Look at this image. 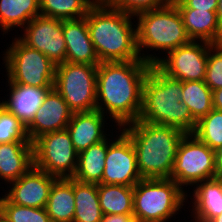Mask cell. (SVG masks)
I'll return each mask as SVG.
<instances>
[{"label":"cell","instance_id":"cell-34","mask_svg":"<svg viewBox=\"0 0 222 222\" xmlns=\"http://www.w3.org/2000/svg\"><path fill=\"white\" fill-rule=\"evenodd\" d=\"M177 8L216 11L218 0H170Z\"/></svg>","mask_w":222,"mask_h":222},{"label":"cell","instance_id":"cell-1","mask_svg":"<svg viewBox=\"0 0 222 222\" xmlns=\"http://www.w3.org/2000/svg\"><path fill=\"white\" fill-rule=\"evenodd\" d=\"M150 66L142 59L100 62L97 66L96 109L103 115L108 110L120 129L140 117L143 85Z\"/></svg>","mask_w":222,"mask_h":222},{"label":"cell","instance_id":"cell-17","mask_svg":"<svg viewBox=\"0 0 222 222\" xmlns=\"http://www.w3.org/2000/svg\"><path fill=\"white\" fill-rule=\"evenodd\" d=\"M105 116L97 109L87 112H76L72 114L66 129L70 134L71 141L76 152L89 148L92 144L103 141Z\"/></svg>","mask_w":222,"mask_h":222},{"label":"cell","instance_id":"cell-20","mask_svg":"<svg viewBox=\"0 0 222 222\" xmlns=\"http://www.w3.org/2000/svg\"><path fill=\"white\" fill-rule=\"evenodd\" d=\"M9 86L11 90L9 100L0 103L27 127L33 120L37 109L43 103L46 93L52 88L30 87L19 84H9Z\"/></svg>","mask_w":222,"mask_h":222},{"label":"cell","instance_id":"cell-2","mask_svg":"<svg viewBox=\"0 0 222 222\" xmlns=\"http://www.w3.org/2000/svg\"><path fill=\"white\" fill-rule=\"evenodd\" d=\"M133 15L109 7L98 0L85 16L91 41L100 62L144 60L155 65L161 58L141 55L137 46V28H132Z\"/></svg>","mask_w":222,"mask_h":222},{"label":"cell","instance_id":"cell-14","mask_svg":"<svg viewBox=\"0 0 222 222\" xmlns=\"http://www.w3.org/2000/svg\"><path fill=\"white\" fill-rule=\"evenodd\" d=\"M72 114L66 101L53 87L46 93L43 103L26 127L29 140L33 142L43 134L66 129Z\"/></svg>","mask_w":222,"mask_h":222},{"label":"cell","instance_id":"cell-26","mask_svg":"<svg viewBox=\"0 0 222 222\" xmlns=\"http://www.w3.org/2000/svg\"><path fill=\"white\" fill-rule=\"evenodd\" d=\"M40 15L39 0H0V27L7 31L23 27Z\"/></svg>","mask_w":222,"mask_h":222},{"label":"cell","instance_id":"cell-37","mask_svg":"<svg viewBox=\"0 0 222 222\" xmlns=\"http://www.w3.org/2000/svg\"><path fill=\"white\" fill-rule=\"evenodd\" d=\"M218 172H222V144L215 150Z\"/></svg>","mask_w":222,"mask_h":222},{"label":"cell","instance_id":"cell-35","mask_svg":"<svg viewBox=\"0 0 222 222\" xmlns=\"http://www.w3.org/2000/svg\"><path fill=\"white\" fill-rule=\"evenodd\" d=\"M101 222H136L134 215L107 214L102 216Z\"/></svg>","mask_w":222,"mask_h":222},{"label":"cell","instance_id":"cell-18","mask_svg":"<svg viewBox=\"0 0 222 222\" xmlns=\"http://www.w3.org/2000/svg\"><path fill=\"white\" fill-rule=\"evenodd\" d=\"M34 166L32 142L0 143V178L13 182Z\"/></svg>","mask_w":222,"mask_h":222},{"label":"cell","instance_id":"cell-11","mask_svg":"<svg viewBox=\"0 0 222 222\" xmlns=\"http://www.w3.org/2000/svg\"><path fill=\"white\" fill-rule=\"evenodd\" d=\"M212 45L191 41L168 52L166 59H160L155 65L166 75L182 82L204 81L208 51Z\"/></svg>","mask_w":222,"mask_h":222},{"label":"cell","instance_id":"cell-24","mask_svg":"<svg viewBox=\"0 0 222 222\" xmlns=\"http://www.w3.org/2000/svg\"><path fill=\"white\" fill-rule=\"evenodd\" d=\"M75 214L73 222H101L98 187L94 183H84L73 178Z\"/></svg>","mask_w":222,"mask_h":222},{"label":"cell","instance_id":"cell-28","mask_svg":"<svg viewBox=\"0 0 222 222\" xmlns=\"http://www.w3.org/2000/svg\"><path fill=\"white\" fill-rule=\"evenodd\" d=\"M98 0H39L40 15L60 20L80 19Z\"/></svg>","mask_w":222,"mask_h":222},{"label":"cell","instance_id":"cell-30","mask_svg":"<svg viewBox=\"0 0 222 222\" xmlns=\"http://www.w3.org/2000/svg\"><path fill=\"white\" fill-rule=\"evenodd\" d=\"M0 213L9 222H51L45 208L16 205L5 196L0 198Z\"/></svg>","mask_w":222,"mask_h":222},{"label":"cell","instance_id":"cell-38","mask_svg":"<svg viewBox=\"0 0 222 222\" xmlns=\"http://www.w3.org/2000/svg\"><path fill=\"white\" fill-rule=\"evenodd\" d=\"M216 14H217L218 24L222 29V0H218Z\"/></svg>","mask_w":222,"mask_h":222},{"label":"cell","instance_id":"cell-4","mask_svg":"<svg viewBox=\"0 0 222 222\" xmlns=\"http://www.w3.org/2000/svg\"><path fill=\"white\" fill-rule=\"evenodd\" d=\"M182 81L151 65L143 85L142 108L139 120L177 128L193 134L197 121L181 101Z\"/></svg>","mask_w":222,"mask_h":222},{"label":"cell","instance_id":"cell-12","mask_svg":"<svg viewBox=\"0 0 222 222\" xmlns=\"http://www.w3.org/2000/svg\"><path fill=\"white\" fill-rule=\"evenodd\" d=\"M24 32L20 40L28 47L40 51L56 65L65 62L63 20L38 15L25 25Z\"/></svg>","mask_w":222,"mask_h":222},{"label":"cell","instance_id":"cell-33","mask_svg":"<svg viewBox=\"0 0 222 222\" xmlns=\"http://www.w3.org/2000/svg\"><path fill=\"white\" fill-rule=\"evenodd\" d=\"M109 7L136 16L137 14L163 7L170 0H103Z\"/></svg>","mask_w":222,"mask_h":222},{"label":"cell","instance_id":"cell-13","mask_svg":"<svg viewBox=\"0 0 222 222\" xmlns=\"http://www.w3.org/2000/svg\"><path fill=\"white\" fill-rule=\"evenodd\" d=\"M116 141L108 143L102 184L134 187L141 179L135 148L131 139L122 131Z\"/></svg>","mask_w":222,"mask_h":222},{"label":"cell","instance_id":"cell-16","mask_svg":"<svg viewBox=\"0 0 222 222\" xmlns=\"http://www.w3.org/2000/svg\"><path fill=\"white\" fill-rule=\"evenodd\" d=\"M63 35L66 42L65 61L89 65L100 63L90 38L86 17L63 20Z\"/></svg>","mask_w":222,"mask_h":222},{"label":"cell","instance_id":"cell-31","mask_svg":"<svg viewBox=\"0 0 222 222\" xmlns=\"http://www.w3.org/2000/svg\"><path fill=\"white\" fill-rule=\"evenodd\" d=\"M31 142L26 126L0 103V143Z\"/></svg>","mask_w":222,"mask_h":222},{"label":"cell","instance_id":"cell-36","mask_svg":"<svg viewBox=\"0 0 222 222\" xmlns=\"http://www.w3.org/2000/svg\"><path fill=\"white\" fill-rule=\"evenodd\" d=\"M212 105L214 109L222 111V88L212 91Z\"/></svg>","mask_w":222,"mask_h":222},{"label":"cell","instance_id":"cell-6","mask_svg":"<svg viewBox=\"0 0 222 222\" xmlns=\"http://www.w3.org/2000/svg\"><path fill=\"white\" fill-rule=\"evenodd\" d=\"M172 179L142 178L133 187L136 222H166L183 207L187 195Z\"/></svg>","mask_w":222,"mask_h":222},{"label":"cell","instance_id":"cell-27","mask_svg":"<svg viewBox=\"0 0 222 222\" xmlns=\"http://www.w3.org/2000/svg\"><path fill=\"white\" fill-rule=\"evenodd\" d=\"M181 101L189 108L197 122L213 109L212 90L204 81L182 82Z\"/></svg>","mask_w":222,"mask_h":222},{"label":"cell","instance_id":"cell-15","mask_svg":"<svg viewBox=\"0 0 222 222\" xmlns=\"http://www.w3.org/2000/svg\"><path fill=\"white\" fill-rule=\"evenodd\" d=\"M57 177L32 167L16 181L11 182L9 193L4 196L16 205L45 208L49 192Z\"/></svg>","mask_w":222,"mask_h":222},{"label":"cell","instance_id":"cell-39","mask_svg":"<svg viewBox=\"0 0 222 222\" xmlns=\"http://www.w3.org/2000/svg\"><path fill=\"white\" fill-rule=\"evenodd\" d=\"M209 222H222V214L212 218Z\"/></svg>","mask_w":222,"mask_h":222},{"label":"cell","instance_id":"cell-32","mask_svg":"<svg viewBox=\"0 0 222 222\" xmlns=\"http://www.w3.org/2000/svg\"><path fill=\"white\" fill-rule=\"evenodd\" d=\"M204 83L212 91L222 88V43L209 48Z\"/></svg>","mask_w":222,"mask_h":222},{"label":"cell","instance_id":"cell-41","mask_svg":"<svg viewBox=\"0 0 222 222\" xmlns=\"http://www.w3.org/2000/svg\"><path fill=\"white\" fill-rule=\"evenodd\" d=\"M218 178L222 181V172H219Z\"/></svg>","mask_w":222,"mask_h":222},{"label":"cell","instance_id":"cell-40","mask_svg":"<svg viewBox=\"0 0 222 222\" xmlns=\"http://www.w3.org/2000/svg\"><path fill=\"white\" fill-rule=\"evenodd\" d=\"M0 222H9V221L0 213Z\"/></svg>","mask_w":222,"mask_h":222},{"label":"cell","instance_id":"cell-10","mask_svg":"<svg viewBox=\"0 0 222 222\" xmlns=\"http://www.w3.org/2000/svg\"><path fill=\"white\" fill-rule=\"evenodd\" d=\"M32 144L34 167L57 178L73 177L78 153L67 129L43 134Z\"/></svg>","mask_w":222,"mask_h":222},{"label":"cell","instance_id":"cell-23","mask_svg":"<svg viewBox=\"0 0 222 222\" xmlns=\"http://www.w3.org/2000/svg\"><path fill=\"white\" fill-rule=\"evenodd\" d=\"M107 150L108 141L105 138L80 152L76 171L72 178L84 183L101 184Z\"/></svg>","mask_w":222,"mask_h":222},{"label":"cell","instance_id":"cell-25","mask_svg":"<svg viewBox=\"0 0 222 222\" xmlns=\"http://www.w3.org/2000/svg\"><path fill=\"white\" fill-rule=\"evenodd\" d=\"M103 215H133V187L125 185L97 184Z\"/></svg>","mask_w":222,"mask_h":222},{"label":"cell","instance_id":"cell-5","mask_svg":"<svg viewBox=\"0 0 222 222\" xmlns=\"http://www.w3.org/2000/svg\"><path fill=\"white\" fill-rule=\"evenodd\" d=\"M136 17L139 53L143 48L168 53L192 41L177 7L171 1L161 8L141 12Z\"/></svg>","mask_w":222,"mask_h":222},{"label":"cell","instance_id":"cell-3","mask_svg":"<svg viewBox=\"0 0 222 222\" xmlns=\"http://www.w3.org/2000/svg\"><path fill=\"white\" fill-rule=\"evenodd\" d=\"M128 126V127H126ZM123 131L135 148L138 171L142 178L169 179L183 131L164 125L137 120Z\"/></svg>","mask_w":222,"mask_h":222},{"label":"cell","instance_id":"cell-7","mask_svg":"<svg viewBox=\"0 0 222 222\" xmlns=\"http://www.w3.org/2000/svg\"><path fill=\"white\" fill-rule=\"evenodd\" d=\"M4 56L9 84L53 88L56 64L40 51L28 47L19 37Z\"/></svg>","mask_w":222,"mask_h":222},{"label":"cell","instance_id":"cell-21","mask_svg":"<svg viewBox=\"0 0 222 222\" xmlns=\"http://www.w3.org/2000/svg\"><path fill=\"white\" fill-rule=\"evenodd\" d=\"M201 183V184H199ZM194 190L193 214L196 222H209L222 214V181L216 177L198 182Z\"/></svg>","mask_w":222,"mask_h":222},{"label":"cell","instance_id":"cell-19","mask_svg":"<svg viewBox=\"0 0 222 222\" xmlns=\"http://www.w3.org/2000/svg\"><path fill=\"white\" fill-rule=\"evenodd\" d=\"M186 32L192 41L211 44L222 43V29L218 24L216 11L192 8H177Z\"/></svg>","mask_w":222,"mask_h":222},{"label":"cell","instance_id":"cell-22","mask_svg":"<svg viewBox=\"0 0 222 222\" xmlns=\"http://www.w3.org/2000/svg\"><path fill=\"white\" fill-rule=\"evenodd\" d=\"M45 209L51 222H73L75 214L73 178H57L53 182Z\"/></svg>","mask_w":222,"mask_h":222},{"label":"cell","instance_id":"cell-29","mask_svg":"<svg viewBox=\"0 0 222 222\" xmlns=\"http://www.w3.org/2000/svg\"><path fill=\"white\" fill-rule=\"evenodd\" d=\"M201 142L212 150H216L222 144V111L212 109L202 117L193 132Z\"/></svg>","mask_w":222,"mask_h":222},{"label":"cell","instance_id":"cell-9","mask_svg":"<svg viewBox=\"0 0 222 222\" xmlns=\"http://www.w3.org/2000/svg\"><path fill=\"white\" fill-rule=\"evenodd\" d=\"M218 175L215 151L195 135L186 134L179 144L169 179L183 188L184 185L191 186L216 178Z\"/></svg>","mask_w":222,"mask_h":222},{"label":"cell","instance_id":"cell-8","mask_svg":"<svg viewBox=\"0 0 222 222\" xmlns=\"http://www.w3.org/2000/svg\"><path fill=\"white\" fill-rule=\"evenodd\" d=\"M97 66L67 61L56 65L53 87L73 113L96 109Z\"/></svg>","mask_w":222,"mask_h":222}]
</instances>
